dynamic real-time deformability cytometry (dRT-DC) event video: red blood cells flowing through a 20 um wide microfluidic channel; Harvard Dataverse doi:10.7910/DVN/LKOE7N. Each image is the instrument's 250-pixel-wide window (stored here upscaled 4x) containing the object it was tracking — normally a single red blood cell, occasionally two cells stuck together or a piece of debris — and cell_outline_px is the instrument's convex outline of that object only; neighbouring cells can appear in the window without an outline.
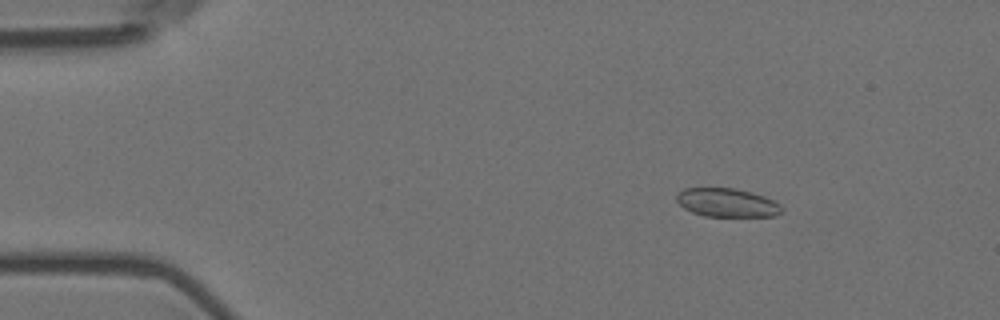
{"species": "Egyptian fruit bat (a non-hibernating species)", "species_latin": "Rousettus aegyptiacus", "temperature_condition": "room temperature", "stored_images_in_passage": 56, "camera_frame_rate_fps": 3000, "um_per_image_px": 0.085, "animal": {"sex": "female"}, "frame": {"image": 1, "passage_image": 7, "time_ms": 2.0, "image_size_px": [1000, 320], "cell_outline_px": [[784, 212], [776, 216], [704, 216], [692, 212], [684, 208], [676, 200], [676, 196], [684, 188], [736, 188], [752, 192], [764, 196], [780, 204], [784, 208]], "centroid_in_image_um": [61.84, 17.23], "position_along_channel_um": 23.2, "area_um2": 17.63}}
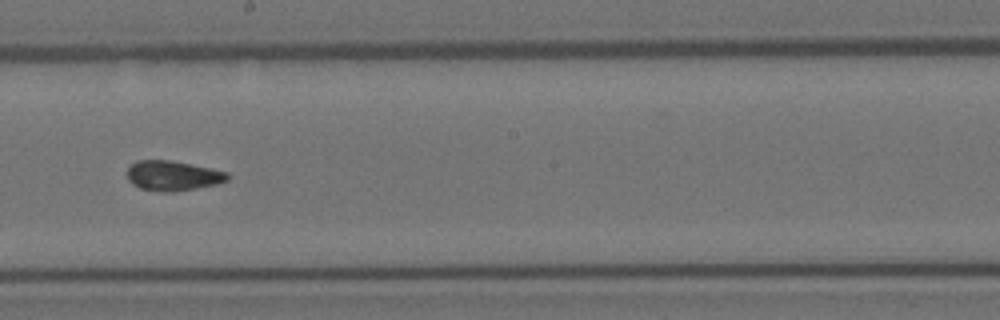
{"frame": {"image": 2, "passage_image": 31, "time_ms": 10.0, "image_size_px": [1000, 320], "cell_outline_px": [[228, 180], [216, 184], [196, 188], [172, 192], [164, 192], [140, 188], [132, 184], [128, 180], [128, 168], [136, 160], [168, 160], [228, 172]], "centroid_in_image_um": [14.66, 14.94], "position_along_channel_um": 233.5, "area_um2": 17.22}}
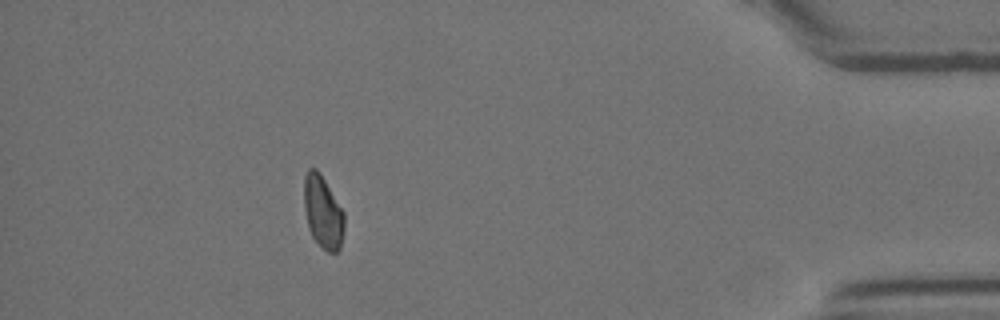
{"frame": {"image": 3, "passage_image": 50, "time_ms": 16.333, "image_size_px": [1000, 320], "cell_outline_px": [[344, 232], [340, 252], [328, 252], [312, 236], [308, 228], [304, 208], [304, 176], [308, 168], [316, 168], [320, 172], [344, 212]], "centroid_in_image_um": [27.45, 18.02], "position_along_channel_um": 407.7, "area_um2": 17.17}, "authors_computed_cell_mechanics": {"area_um2": 17.6579, "velocity_mm_per_s": 3.5741, "shape_relaxation_time_tau1_ms": null, "shape_relaxation_time_tau2_ms": 1.2895, "deformation_change_tau1": null, "deformation_change_tau2": 0.0689}}